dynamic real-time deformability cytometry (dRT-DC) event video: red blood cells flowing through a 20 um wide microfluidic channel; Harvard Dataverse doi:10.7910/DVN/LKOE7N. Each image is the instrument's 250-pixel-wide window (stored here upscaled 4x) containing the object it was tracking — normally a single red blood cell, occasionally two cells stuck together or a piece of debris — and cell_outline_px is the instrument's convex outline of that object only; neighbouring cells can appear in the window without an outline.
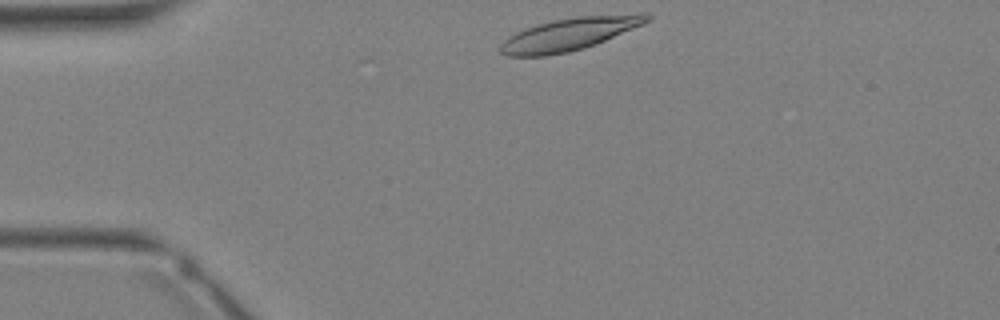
{"species": "Egyptian fruit bat (a non-hibernating species)", "species_latin": "Rousettus aegyptiacus", "temperature_condition": "warm", "stored_images_in_passage": 28, "camera_frame_rate_fps": 3000, "um_per_image_px": 0.085, "animal": {"sex": "female"}, "frame": {"image": 1, "passage_image": 1, "time_ms": 0.0, "image_size_px": [1000, 320], "cell_outline_px": [[652, 20], [644, 24], [596, 44], [584, 48], [568, 52], [544, 56], [508, 56], [500, 52], [500, 44], [508, 36], [524, 28], [552, 20], [576, 16], [640, 12], [652, 16]], "centroid_in_image_um": [48.45, 2.88], "position_along_channel_um": 36.6, "area_um2": 28.21}}
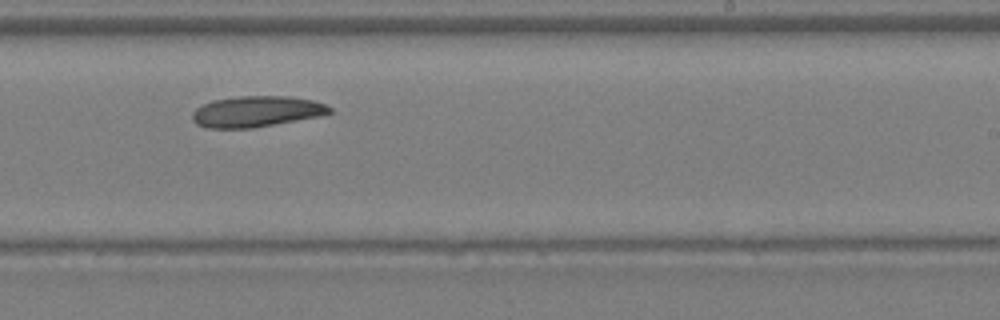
{"frame": {"image": 2, "passage_image": 15, "time_ms": 4.667, "image_size_px": [1000, 320], "cell_outline_px": [[332, 112], [320, 116], [252, 128], [208, 128], [196, 124], [192, 120], [192, 112], [196, 108], [212, 100], [240, 96], [288, 96], [312, 100], [324, 104], [332, 108]], "centroid_in_image_um": [21.78, 9.48], "position_along_channel_um": 267.2, "area_um2": 24.68}}
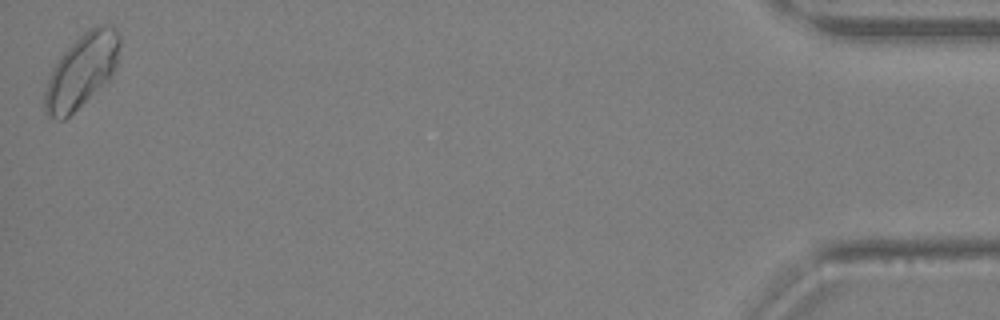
{"frame": {"image": 3, "passage_image": 28, "time_ms": 9.0, "image_size_px": [1000, 320], "cell_outline_px": [[120, 44], [116, 68], [112, 76], [108, 80], [64, 120], [56, 120], [48, 116], [44, 112], [44, 92], [52, 68], [60, 56], [84, 32], [100, 24], [108, 24], [120, 32]], "centroid_in_image_um": [6.94, 6.02], "position_along_channel_um": 428.3, "area_um2": 31.91}}